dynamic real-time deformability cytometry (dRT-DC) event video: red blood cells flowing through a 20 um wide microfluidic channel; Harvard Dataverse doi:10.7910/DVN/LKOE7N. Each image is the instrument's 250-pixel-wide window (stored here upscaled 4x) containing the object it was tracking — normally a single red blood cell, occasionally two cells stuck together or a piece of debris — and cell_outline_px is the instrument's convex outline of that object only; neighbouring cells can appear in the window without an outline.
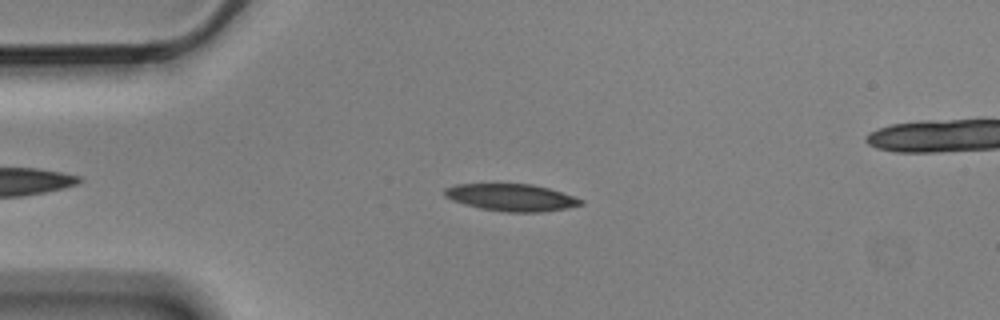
{"species": "Egyptian fruit bat (a non-hibernating species)", "species_latin": "Rousettus aegyptiacus", "temperature_condition": "cold", "stored_images_in_passage": 4, "camera_frame_rate_fps": 3000, "um_per_image_px": 0.085, "animal": {"sex": "male"}, "frame": {"image": 1, "passage_image": 2, "time_ms": 0.333, "image_size_px": [1000, 320], "cell_outline_px": [[584, 204], [568, 208], [544, 212], [508, 212], [480, 208], [464, 204], [452, 200], [444, 196], [444, 188], [456, 184], [532, 184], [548, 188], [584, 200]], "centroid_in_image_um": [43.46, 16.79], "position_along_channel_um": 41.5, "area_um2": 21.5}}